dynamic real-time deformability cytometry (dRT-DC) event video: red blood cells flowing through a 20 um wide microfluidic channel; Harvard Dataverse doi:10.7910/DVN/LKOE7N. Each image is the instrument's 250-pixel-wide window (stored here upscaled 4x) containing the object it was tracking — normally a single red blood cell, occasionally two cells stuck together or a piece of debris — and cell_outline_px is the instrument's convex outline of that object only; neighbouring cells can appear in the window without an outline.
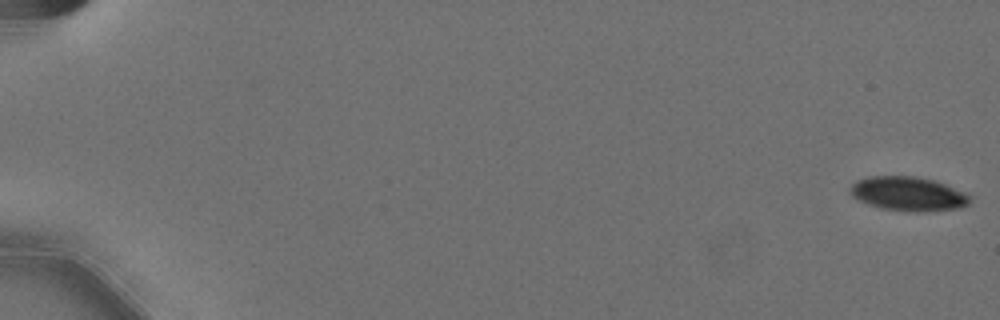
{"species": "Egyptian fruit bat (a non-hibernating species)", "species_latin": "Rousettus aegyptiacus", "temperature_condition": "cold", "stored_images_in_passage": 11, "camera_frame_rate_fps": 3000, "um_per_image_px": 0.085, "animal": {"sex": "female"}, "frame": {"image": 1, "passage_image": 1, "time_ms": 0.0, "image_size_px": [1000, 320], "cell_outline_px": [[972, 196], [968, 204], [956, 208], [880, 208], [868, 204], [852, 196], [848, 192], [848, 188], [856, 180], [868, 176], [916, 176], [936, 180], [964, 192]], "centroid_in_image_um": [77.12, 16.39], "position_along_channel_um": 7.9, "area_um2": 22.77}}